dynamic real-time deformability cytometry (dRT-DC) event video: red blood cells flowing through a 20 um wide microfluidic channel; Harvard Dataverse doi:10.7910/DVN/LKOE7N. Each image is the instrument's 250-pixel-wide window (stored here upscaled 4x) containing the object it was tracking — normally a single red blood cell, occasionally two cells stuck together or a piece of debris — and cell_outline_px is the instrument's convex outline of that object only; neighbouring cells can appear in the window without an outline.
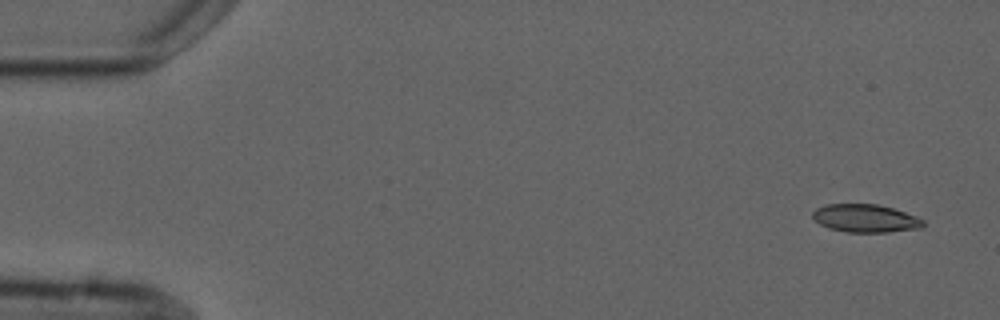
{"species": "common noctule bat (a hibernating species)", "species_latin": "Nyctalus noctula", "temperature_condition": "cold", "stored_images_in_passage": 4, "camera_frame_rate_fps": 3000, "um_per_image_px": 0.085, "animal": {"sex": "male", "forearm_length_mm": 52.5}, "frame": {"image": 1, "passage_image": 1, "time_ms": 0.0, "image_size_px": [1000, 320], "cell_outline_px": [[924, 224], [920, 228], [888, 232], [848, 232], [828, 228], [820, 224], [812, 216], [812, 212], [816, 208], [824, 204], [876, 204], [892, 208], [916, 216], [924, 220]], "centroid_in_image_um": [73.54, 18.55], "position_along_channel_um": 11.5, "area_um2": 17.98}}